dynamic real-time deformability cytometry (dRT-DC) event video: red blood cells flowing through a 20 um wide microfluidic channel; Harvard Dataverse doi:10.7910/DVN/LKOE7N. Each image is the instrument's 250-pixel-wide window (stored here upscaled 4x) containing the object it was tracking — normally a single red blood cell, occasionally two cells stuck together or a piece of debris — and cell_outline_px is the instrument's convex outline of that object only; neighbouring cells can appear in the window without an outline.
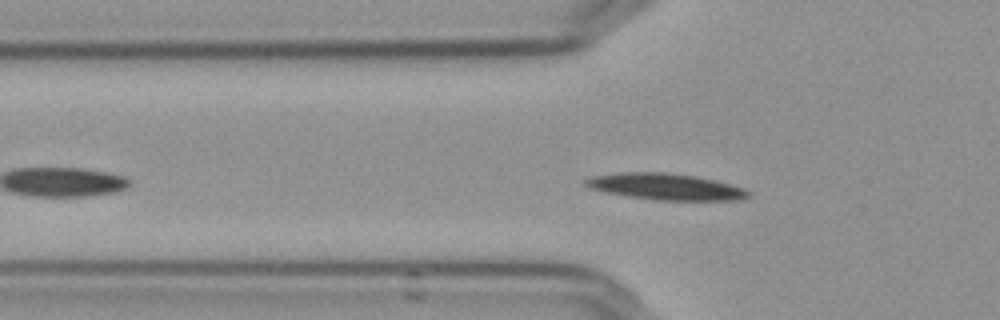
{"species": "Egyptian fruit bat (a non-hibernating species)", "species_latin": "Rousettus aegyptiacus", "temperature_condition": "cold", "stored_images_in_passage": 37, "camera_frame_rate_fps": 3000, "um_per_image_px": 0.085, "frame": {"image": 1, "passage_image": 8, "time_ms": 2.333, "image_size_px": [1000, 320], "cell_outline_px": [[752, 192], [748, 196], [740, 200], [656, 200], [628, 196], [604, 192], [588, 188], [580, 184], [580, 180], [588, 176], [620, 172], [668, 172], [696, 176], [744, 188]], "centroid_in_image_um": [56.45, 15.85], "position_along_channel_um": 69.4, "area_um2": 25.37}}
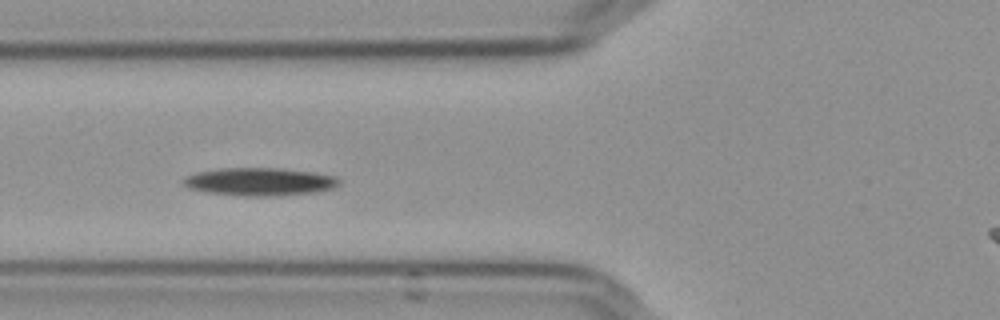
{"frame": {"image": 2, "passage_image": 11, "time_ms": 3.333, "image_size_px": [1000, 320], "cell_outline_px": [[340, 184], [336, 188], [320, 192], [280, 196], [244, 196], [208, 192], [188, 188], [184, 184], [184, 180], [188, 176], [196, 172], [220, 168], [280, 168], [312, 172], [336, 176], [340, 180]], "centroid_in_image_um": [22.16, 15.45], "position_along_channel_um": 103.6, "area_um2": 25.55}}
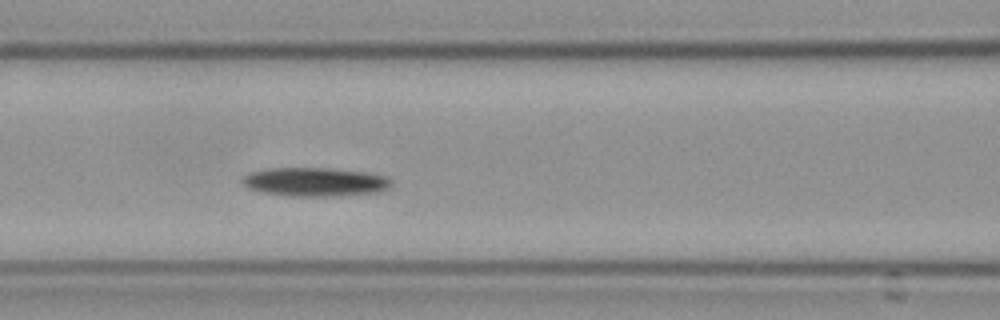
{"frame": {"image": 3, "passage_image": 14, "time_ms": 4.333, "image_size_px": [1000, 320], "cell_outline_px": [[392, 184], [388, 188], [380, 192], [332, 196], [292, 196], [260, 192], [248, 188], [240, 180], [248, 172], [272, 168], [328, 168], [364, 172], [388, 176], [392, 180]], "centroid_in_image_um": [26.78, 15.46], "position_along_channel_um": 139.8, "area_um2": 25.09}, "authors_computed_cell_mechanics": {"area_um2": 24.3916, "velocity_mm_per_s": 3.5718, "shape_relaxation_time_tau1_ms": 7.4757, "shape_relaxation_time_tau2_ms": 6.8452, "deformation_change_tau1": 0.1062, "deformation_change_tau2": 0.1496}}